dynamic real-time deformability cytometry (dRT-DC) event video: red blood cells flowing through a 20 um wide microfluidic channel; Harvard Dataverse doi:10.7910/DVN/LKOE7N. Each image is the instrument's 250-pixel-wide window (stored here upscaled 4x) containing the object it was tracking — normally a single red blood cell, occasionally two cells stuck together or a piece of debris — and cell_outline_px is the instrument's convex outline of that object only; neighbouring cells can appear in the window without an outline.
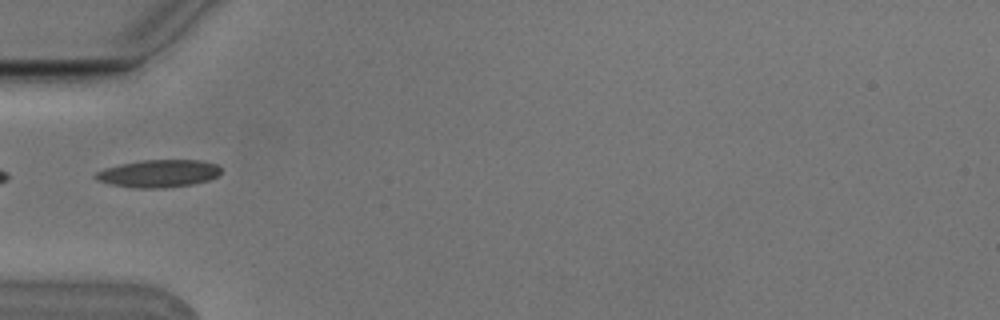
{"species": "Egyptian fruit bat (a non-hibernating species)", "species_latin": "Rousettus aegyptiacus", "temperature_condition": "cold", "stored_images_in_passage": 1, "camera_frame_rate_fps": 3000, "um_per_image_px": 0.085, "animal": {"sex": "male"}, "frame": {"image": 1, "passage_image": 1, "time_ms": 0.0, "image_size_px": [1000, 320], "cell_outline_px": [[220, 172], [216, 176], [208, 180], [192, 184], [164, 188], [132, 188], [112, 184], [96, 180], [92, 176], [96, 172], [104, 168], [120, 164], [144, 160], [200, 160], [216, 164], [220, 168]], "centroid_in_image_um": [13.43, 14.75], "position_along_channel_um": 71.6, "area_um2": 20.11}}